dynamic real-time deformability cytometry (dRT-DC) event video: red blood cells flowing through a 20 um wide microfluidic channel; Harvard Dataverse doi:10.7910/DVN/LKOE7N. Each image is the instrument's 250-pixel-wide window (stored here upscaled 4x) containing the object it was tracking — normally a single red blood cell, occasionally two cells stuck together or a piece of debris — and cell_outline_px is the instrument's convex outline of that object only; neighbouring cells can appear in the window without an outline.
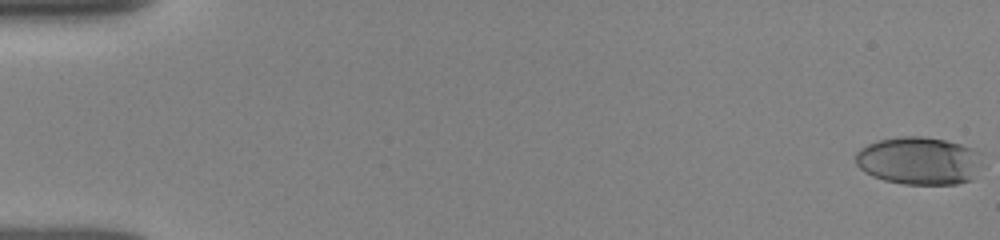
{"species": "human", "species_latin": "Homo sapiens", "temperature_condition": "room temperature", "stored_images_in_passage": 52, "camera_frame_rate_fps": 3000, "um_per_image_px": 0.085, "donor": {"sex": "female"}, "frame": {"image": 1, "passage_image": 1, "time_ms": 0.0, "image_size_px": [1000, 240], "cell_outline_px": [[984, 164], [972, 180], [956, 184], [904, 184], [884, 180], [872, 176], [864, 172], [856, 164], [856, 152], [860, 148], [868, 144], [880, 140], [900, 136], [924, 136], [944, 140], [976, 148], [984, 152]], "centroid_in_image_um": [78.21, 13.66], "position_along_channel_um": 6.8, "area_um2": 36.07}}
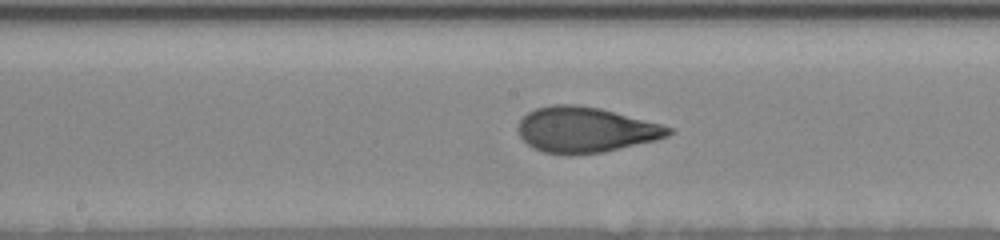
{"frame": {"image": 2, "passage_image": 28, "time_ms": 9.0, "image_size_px": [1000, 240], "cell_outline_px": [[676, 132], [668, 136], [656, 140], [604, 152], [572, 156], [568, 156], [544, 152], [532, 148], [520, 136], [516, 128], [520, 120], [528, 112], [536, 108], [552, 104], [576, 104], [600, 108], [660, 124], [672, 128]], "centroid_in_image_um": [49.75, 11.04], "position_along_channel_um": 198.5, "area_um2": 40.23}}
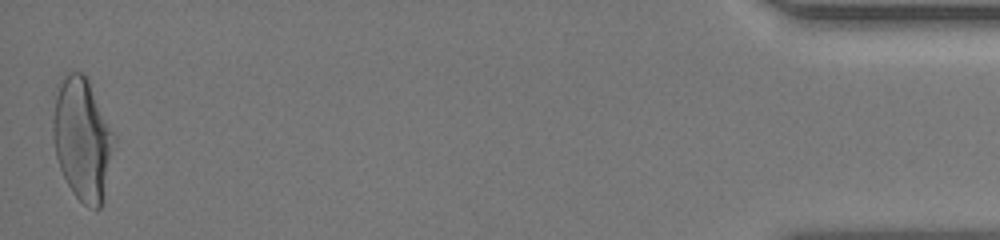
{"frame": {"image": 3, "passage_image": 52, "time_ms": 17.0, "image_size_px": [1000, 240], "cell_outline_px": [[116, 140], [104, 196], [100, 208], [96, 208], [84, 204], [72, 192], [60, 168], [56, 156], [52, 136], [52, 120], [56, 84], [68, 72], [84, 72], [116, 132]], "centroid_in_image_um": [7.01, 11.75], "position_along_channel_um": 428.2, "area_um2": 44.33}, "authors_computed_cell_mechanics": {"area_um2": 38.7838, "velocity_mm_per_s": 3.9258, "shape_relaxation_time_tau1_ms": 4.5307, "shape_relaxation_time_tau2_ms": 0.8958, "deformation_change_tau1": 0.1922, "deformation_change_tau2": 0.0766}}